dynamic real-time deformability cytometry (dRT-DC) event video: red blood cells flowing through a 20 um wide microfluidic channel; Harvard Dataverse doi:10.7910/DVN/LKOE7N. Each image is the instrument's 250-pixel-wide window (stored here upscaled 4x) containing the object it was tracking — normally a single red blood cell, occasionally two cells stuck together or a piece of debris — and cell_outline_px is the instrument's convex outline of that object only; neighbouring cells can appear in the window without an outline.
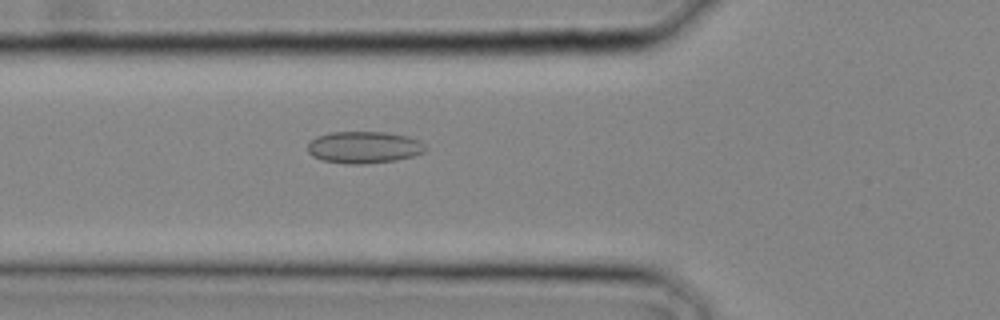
{"species": "common noctule bat (a hibernating species)", "species_latin": "Nyctalus noctula", "temperature_condition": "cold", "stored_images_in_passage": 26, "camera_frame_rate_fps": 3000, "um_per_image_px": 0.085, "animal": {"sex": "male", "body_mass_g": 20.4}, "frame": {"image": 1, "passage_image": 9, "time_ms": 2.667, "image_size_px": [1000, 320], "cell_outline_px": [[428, 148], [424, 152], [412, 156], [396, 160], [364, 164], [344, 164], [324, 160], [312, 156], [308, 152], [308, 144], [316, 136], [332, 132], [384, 132], [408, 136], [420, 140]], "centroid_in_image_um": [30.95, 12.52], "position_along_channel_um": 94.8, "area_um2": 21.96}}
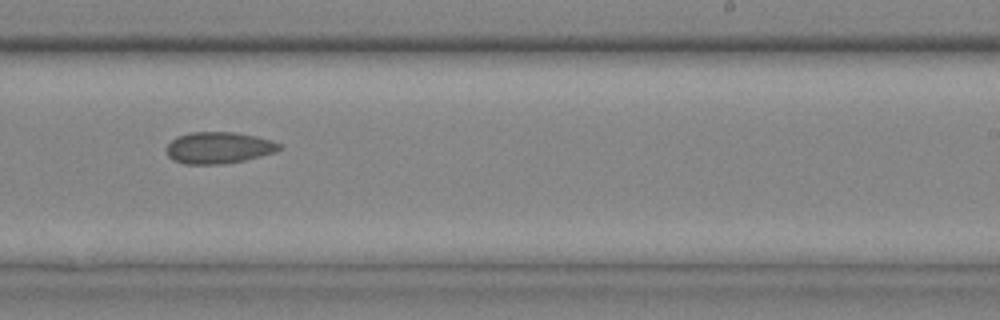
{"frame": {"image": 2, "passage_image": 17, "time_ms": 5.333, "image_size_px": [1000, 320], "cell_outline_px": [[280, 148], [276, 152], [244, 160], [216, 164], [184, 164], [172, 160], [168, 156], [164, 148], [176, 136], [192, 132], [232, 132], [256, 136], [272, 140], [280, 144]], "centroid_in_image_um": [18.54, 12.55], "position_along_channel_um": 270.5, "area_um2": 20.75}}
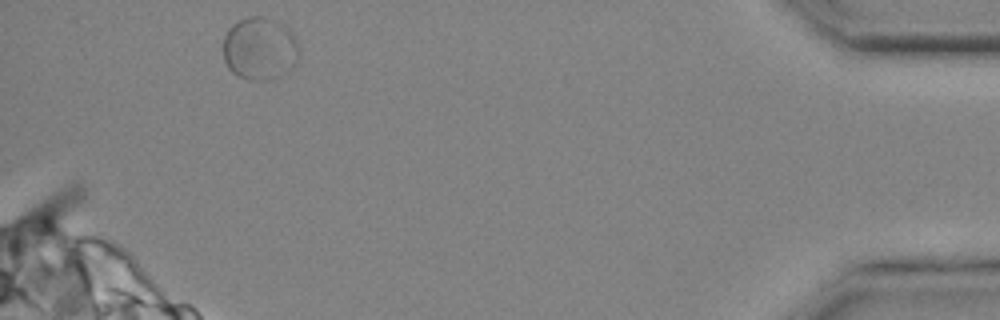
{"frame": {"image": 3, "passage_image": 26, "time_ms": 8.333, "image_size_px": [1000, 320], "cell_outline_px": [[300, 56], [296, 64], [288, 72], [280, 76], [268, 80], [248, 80], [236, 76], [228, 68], [224, 60], [224, 36], [228, 28], [232, 24], [248, 16], [264, 16], [288, 28], [300, 48]], "centroid_in_image_um": [22.08, 4.16], "position_along_channel_um": 413.1, "area_um2": 28.09}}